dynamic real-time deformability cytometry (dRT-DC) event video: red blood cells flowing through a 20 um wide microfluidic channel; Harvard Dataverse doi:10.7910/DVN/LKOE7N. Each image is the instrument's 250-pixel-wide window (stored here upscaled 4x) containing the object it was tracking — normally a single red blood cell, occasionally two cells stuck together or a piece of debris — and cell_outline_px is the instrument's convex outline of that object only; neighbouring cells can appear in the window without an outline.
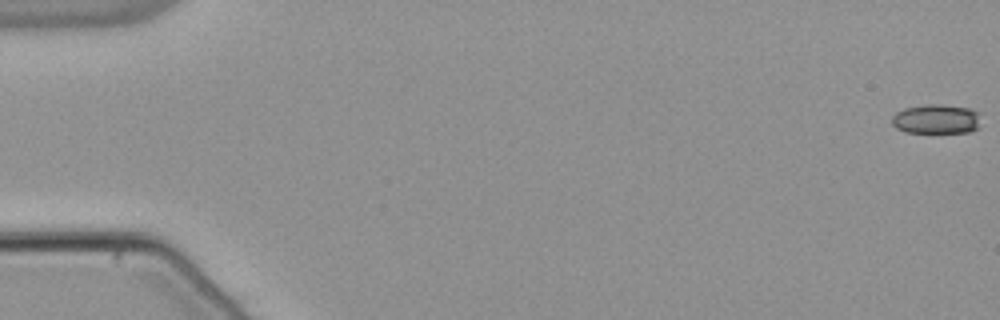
{"species": "common noctule bat (a hibernating species)", "species_latin": "Nyctalus noctula", "temperature_condition": "warm", "stored_images_in_passage": 17, "camera_frame_rate_fps": 3000, "um_per_image_px": 0.085, "animal": {"sex": "male", "body_mass_g": 21.5, "forearm_length_mm": 52.0}, "frame": {"image": 1, "passage_image": 1, "time_ms": 0.0, "image_size_px": [1000, 320], "cell_outline_px": [[976, 128], [968, 132], [904, 132], [896, 128], [892, 124], [892, 116], [896, 112], [904, 108], [924, 104], [940, 104], [968, 108], [976, 112]], "centroid_in_image_um": [79.47, 10.11], "position_along_channel_um": 5.5, "area_um2": 14.91}}
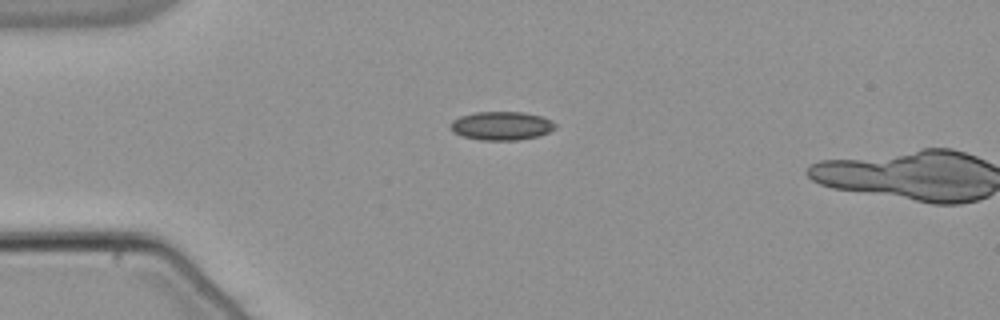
{"frame": {"image": 2, "passage_image": 15, "time_ms": 4.667, "image_size_px": [1000, 320], "cell_outline_px": [[556, 128], [540, 136], [520, 140], [480, 140], [464, 136], [452, 132], [448, 124], [452, 120], [460, 116], [476, 112], [520, 112], [540, 116], [552, 120], [556, 124]], "centroid_in_image_um": [42.61, 10.7], "position_along_channel_um": 42.4, "area_um2": 17.57}}